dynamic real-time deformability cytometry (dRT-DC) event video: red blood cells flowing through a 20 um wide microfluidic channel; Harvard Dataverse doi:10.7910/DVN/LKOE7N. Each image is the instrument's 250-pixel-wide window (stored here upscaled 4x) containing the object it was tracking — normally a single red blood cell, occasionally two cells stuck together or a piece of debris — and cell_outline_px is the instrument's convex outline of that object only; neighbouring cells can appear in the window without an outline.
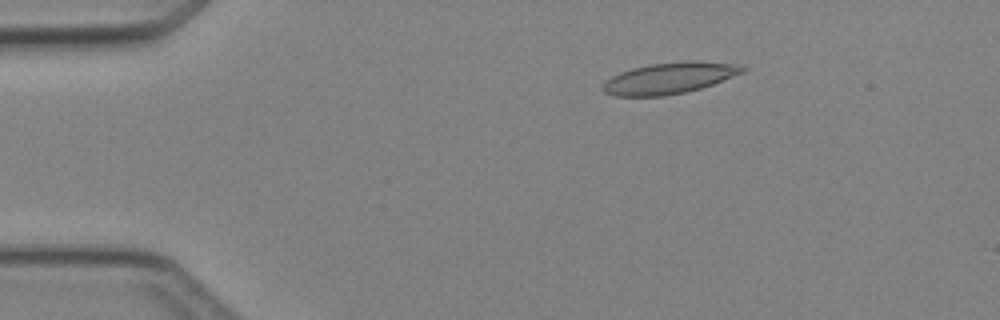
{"species": "Egyptian fruit bat (a non-hibernating species)", "species_latin": "Rousettus aegyptiacus", "temperature_condition": "cold", "stored_images_in_passage": 4, "camera_frame_rate_fps": 3000, "um_per_image_px": 0.085, "animal": {"sex": "female"}, "frame": {"image": 1, "passage_image": 2, "time_ms": 2.0, "image_size_px": [1000, 320], "cell_outline_px": [[748, 68], [744, 72], [712, 84], [700, 88], [684, 92], [664, 96], [616, 96], [604, 92], [600, 88], [600, 84], [604, 80], [620, 72], [632, 68], [648, 64], [688, 60], [696, 60], [740, 64]], "centroid_in_image_um": [56.87, 6.62], "position_along_channel_um": 28.1, "area_um2": 25.78}}
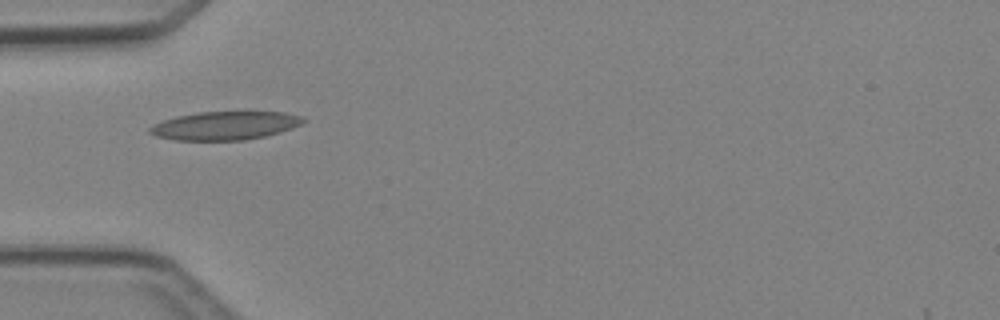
{"frame": {"image": 2, "passage_image": 4, "time_ms": 4.333, "image_size_px": [1000, 320], "cell_outline_px": [[308, 120], [292, 128], [280, 132], [264, 136], [244, 140], [176, 140], [156, 136], [148, 132], [148, 128], [152, 124], [176, 116], [196, 112], [284, 112], [304, 116]], "centroid_in_image_um": [19.12, 10.67], "position_along_channel_um": 65.9, "area_um2": 25.49}}